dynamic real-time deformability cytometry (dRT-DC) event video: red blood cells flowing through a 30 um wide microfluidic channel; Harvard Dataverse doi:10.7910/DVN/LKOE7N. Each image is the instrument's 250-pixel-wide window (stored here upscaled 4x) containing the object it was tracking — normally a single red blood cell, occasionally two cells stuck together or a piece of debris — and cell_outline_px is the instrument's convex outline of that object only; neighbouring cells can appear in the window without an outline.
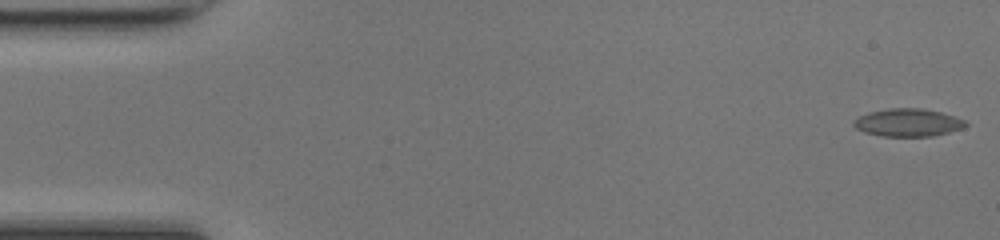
{"species": "common noctule bat (a hibernating species)", "species_latin": "Nyctalus noctula", "temperature_condition": "room temperature", "stored_images_in_passage": 48, "camera_frame_rate_fps": 3000, "um_per_image_px": 0.085, "animal": {"sex": "female", "body_mass_g": 17.0, "forearm_length_mm": 48.0}, "frame": {"image": 1, "passage_image": 1, "time_ms": 0.0, "image_size_px": [1000, 240], "cell_outline_px": [[968, 124], [964, 128], [932, 136], [880, 136], [864, 132], [856, 128], [852, 124], [852, 120], [860, 116], [872, 112], [888, 108], [920, 108], [940, 112], [964, 120]], "centroid_in_image_um": [77.15, 10.42], "position_along_channel_um": 7.8, "area_um2": 17.98}}
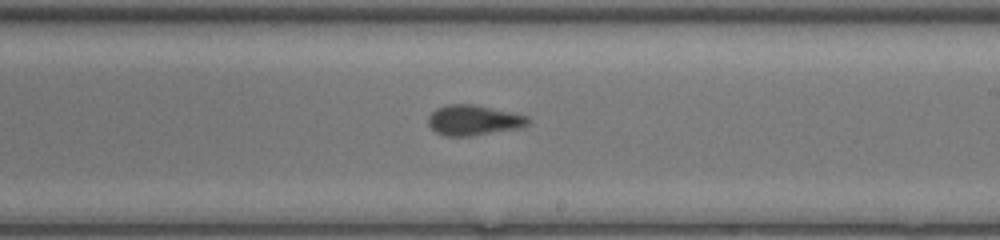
{"frame": {"image": 2, "passage_image": 28, "time_ms": 9.0, "image_size_px": [1000, 240], "cell_outline_px": [[532, 120], [528, 124], [520, 128], [472, 136], [444, 136], [436, 132], [428, 124], [428, 116], [436, 108], [448, 104], [472, 104], [528, 116]], "centroid_in_image_um": [40.25, 10.22], "position_along_channel_um": 248.7, "area_um2": 17.63}}
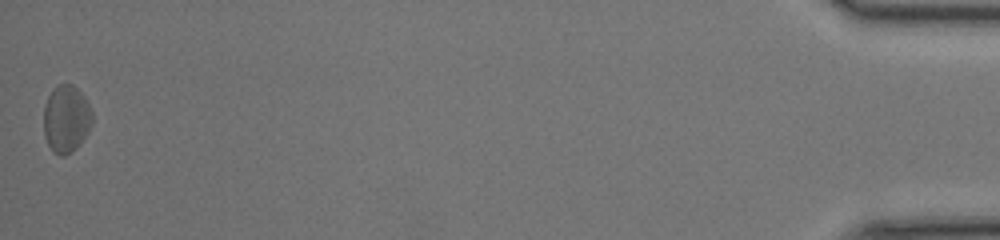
{"frame": {"image": 3, "passage_image": 48, "time_ms": 15.667, "image_size_px": [1000, 240], "cell_outline_px": [[92, 124], [88, 132], [80, 144], [72, 152], [64, 156], [60, 156], [52, 152], [44, 136], [44, 104], [52, 88], [60, 84], [72, 84], [84, 96], [92, 112]], "centroid_in_image_um": [5.62, 10.12], "position_along_channel_um": 429.6, "area_um2": 19.25}, "authors_computed_cell_mechanics": {"area_um2": 17.8313, "velocity_mm_per_s": 4.2911, "shape_relaxation_time_tau1_ms": 3.0614, "shape_relaxation_time_tau2_ms": 2.4809, "deformation_change_tau1": 0.1079, "deformation_change_tau2": 0.1075}}